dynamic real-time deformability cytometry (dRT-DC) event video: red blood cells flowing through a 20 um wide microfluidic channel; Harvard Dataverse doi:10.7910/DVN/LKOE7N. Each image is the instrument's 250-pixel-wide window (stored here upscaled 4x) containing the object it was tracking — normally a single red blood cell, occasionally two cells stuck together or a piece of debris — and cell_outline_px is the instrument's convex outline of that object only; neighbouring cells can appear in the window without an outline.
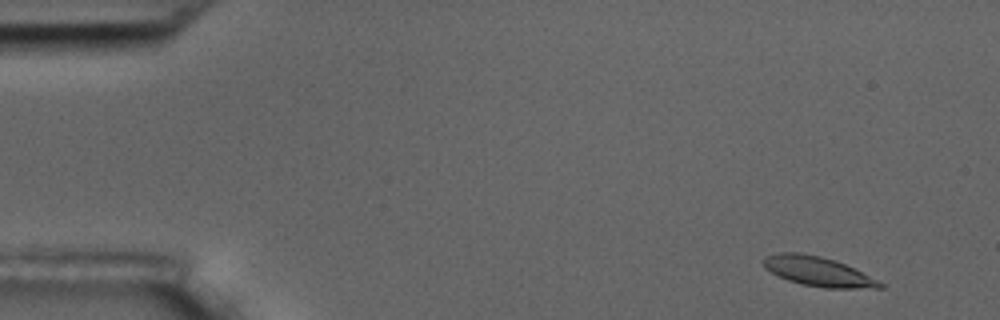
{"species": "common noctule bat (a hibernating species)", "species_latin": "Nyctalus noctula", "temperature_condition": "room temperature", "stored_images_in_passage": 7, "camera_frame_rate_fps": 3000, "um_per_image_px": 0.085, "animal": {"sex": "male", "body_mass_g": 17.5, "forearm_length_mm": 52.3}, "frame": {"image": 1, "passage_image": 1, "time_ms": 0.0, "image_size_px": [1000, 320], "cell_outline_px": [[884, 288], [824, 288], [804, 284], [788, 280], [764, 268], [764, 256], [776, 252], [800, 252], [820, 256], [836, 260], [884, 284]], "centroid_in_image_um": [69.48, 23.06], "position_along_channel_um": 15.5, "area_um2": 19.71}}
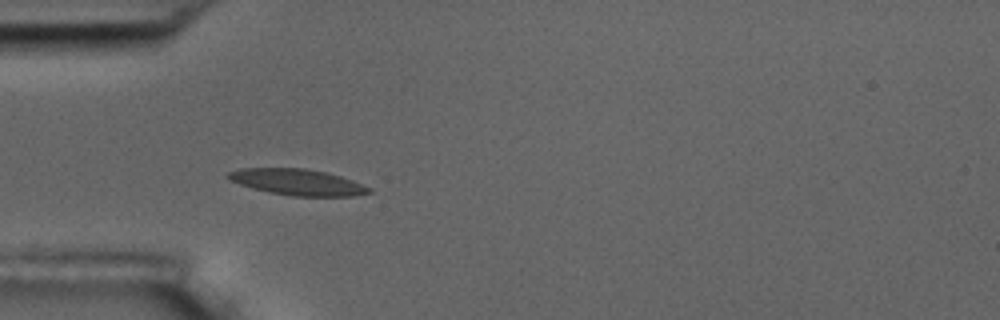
{"frame": {"image": 2, "passage_image": 5, "time_ms": 4.333, "image_size_px": [1000, 320], "cell_outline_px": [[372, 192], [352, 196], [292, 196], [268, 192], [252, 188], [228, 180], [224, 176], [228, 172], [240, 168], [304, 168], [324, 172], [340, 176], [352, 180], [372, 188]], "centroid_in_image_um": [25.24, 15.48], "position_along_channel_um": 59.8, "area_um2": 21.5}}